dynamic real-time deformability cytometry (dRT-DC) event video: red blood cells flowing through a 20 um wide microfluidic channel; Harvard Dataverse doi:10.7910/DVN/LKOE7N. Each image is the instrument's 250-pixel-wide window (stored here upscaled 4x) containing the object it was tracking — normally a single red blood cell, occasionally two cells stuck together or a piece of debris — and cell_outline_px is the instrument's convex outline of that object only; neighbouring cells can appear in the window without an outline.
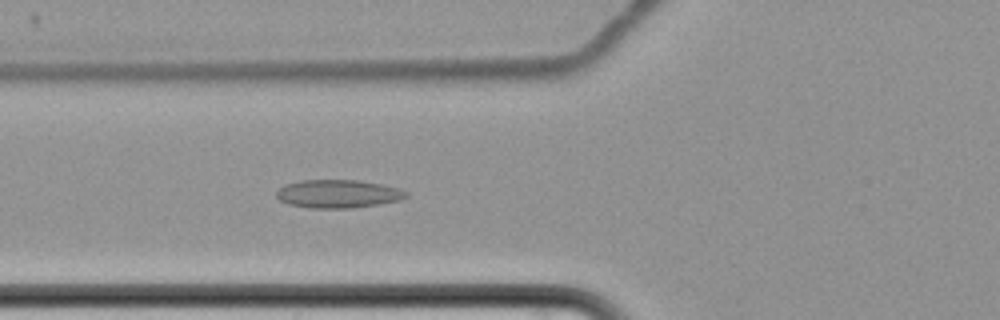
{"species": "common noctule bat (a hibernating species)", "species_latin": "Nyctalus noctula", "temperature_condition": "cold", "stored_images_in_passage": 8, "camera_frame_rate_fps": 3000, "um_per_image_px": 0.085, "animal": {"sex": "female", "body_mass_g": 22.7, "forearm_length_mm": 54.2}, "frame": {"image": 1, "passage_image": 8, "time_ms": 8.667, "image_size_px": [1000, 320], "cell_outline_px": [[408, 196], [400, 200], [380, 204], [352, 208], [312, 208], [288, 204], [280, 200], [276, 196], [276, 192], [284, 184], [300, 180], [360, 180], [400, 188], [408, 192]], "centroid_in_image_um": [28.75, 16.47], "position_along_channel_um": 97.1, "area_um2": 21.44}}